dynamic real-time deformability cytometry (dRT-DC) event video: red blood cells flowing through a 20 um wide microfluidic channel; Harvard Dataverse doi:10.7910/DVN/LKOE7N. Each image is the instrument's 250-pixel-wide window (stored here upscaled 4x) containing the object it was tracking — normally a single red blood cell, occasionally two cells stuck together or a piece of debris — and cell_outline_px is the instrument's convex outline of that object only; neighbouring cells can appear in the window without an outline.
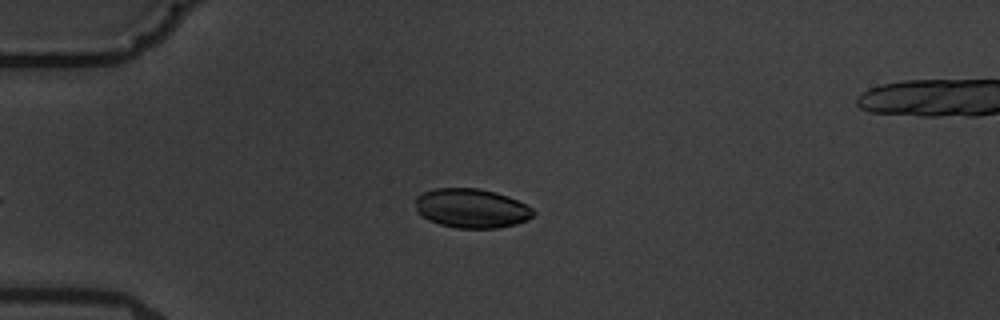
{"species": "common noctule bat (a hibernating species)", "species_latin": "Nyctalus noctula", "temperature_condition": "warm", "stored_images_in_passage": 4, "camera_frame_rate_fps": 3000, "um_per_image_px": 0.085, "animal": {"sex": "male", "body_mass_g": 19.5, "forearm_length_mm": 54.6}, "frame": {"image": 1, "passage_image": 1, "time_ms": 0.0, "image_size_px": [1000, 320], "cell_outline_px": [[536, 212], [532, 216], [516, 224], [500, 228], [456, 228], [440, 224], [428, 220], [416, 212], [416, 196], [424, 192], [436, 188], [476, 188], [496, 192], [508, 196], [532, 208]], "centroid_in_image_um": [40.05, 17.71], "position_along_channel_um": 44.9, "area_um2": 26.93}}
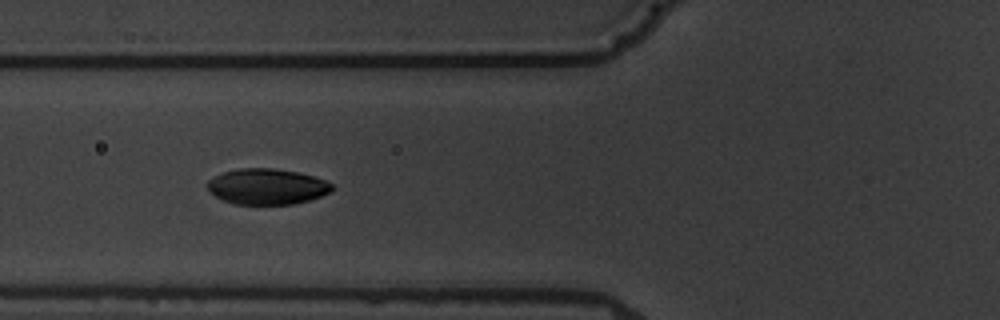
{"frame": {"image": 2, "passage_image": 3, "time_ms": 2.333, "image_size_px": [1000, 320], "cell_outline_px": [[336, 188], [332, 192], [296, 204], [236, 204], [224, 200], [216, 196], [208, 188], [208, 180], [224, 172], [240, 168], [272, 168], [296, 172], [312, 176], [324, 180], [332, 184]], "centroid_in_image_um": [22.74, 15.86], "position_along_channel_um": 103.1, "area_um2": 25.72}}
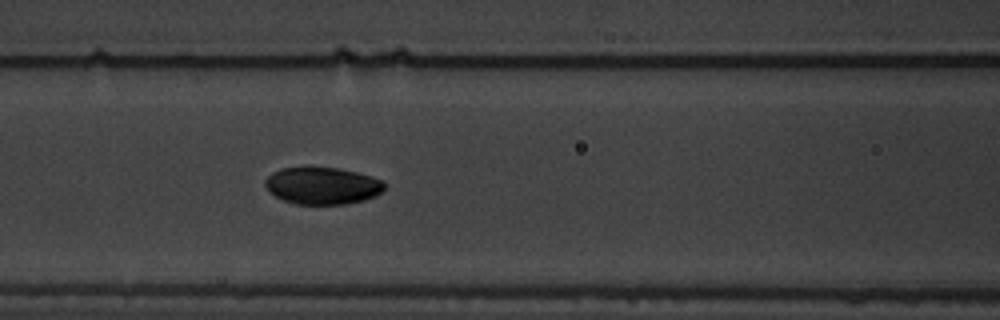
{"frame": {"image": 3, "passage_image": 4, "time_ms": 3.333, "image_size_px": [1000, 320], "cell_outline_px": [[384, 188], [376, 196], [364, 200], [344, 204], [296, 204], [284, 200], [276, 196], [264, 184], [264, 180], [272, 172], [280, 168], [336, 168], [356, 172], [380, 180], [384, 184]], "centroid_in_image_um": [27.38, 15.79], "position_along_channel_um": 139.2, "area_um2": 25.32}}